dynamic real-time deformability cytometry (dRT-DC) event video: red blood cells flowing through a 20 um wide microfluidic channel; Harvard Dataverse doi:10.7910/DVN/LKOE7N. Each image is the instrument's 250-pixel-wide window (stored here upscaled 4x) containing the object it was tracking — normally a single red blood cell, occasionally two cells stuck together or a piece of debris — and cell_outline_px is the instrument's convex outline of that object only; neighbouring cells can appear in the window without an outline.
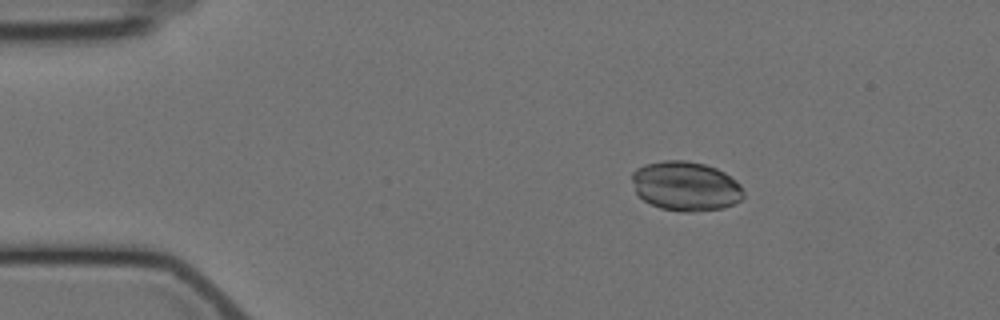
{"species": "Egyptian fruit bat (a non-hibernating species)", "species_latin": "Rousettus aegyptiacus", "temperature_condition": "cold", "stored_images_in_passage": 5, "camera_frame_rate_fps": 3000, "um_per_image_px": 0.085, "animal": {"sex": "female"}, "frame": {"image": 1, "passage_image": 3, "time_ms": 2.667, "image_size_px": [1000, 320], "cell_outline_px": [[744, 196], [740, 200], [724, 208], [692, 212], [680, 212], [660, 208], [644, 200], [636, 192], [632, 180], [632, 172], [636, 168], [644, 164], [664, 160], [684, 160], [704, 164], [716, 168], [724, 172], [736, 180], [740, 184], [744, 192]], "centroid_in_image_um": [58.29, 15.82], "position_along_channel_um": 26.7, "area_um2": 32.25}}